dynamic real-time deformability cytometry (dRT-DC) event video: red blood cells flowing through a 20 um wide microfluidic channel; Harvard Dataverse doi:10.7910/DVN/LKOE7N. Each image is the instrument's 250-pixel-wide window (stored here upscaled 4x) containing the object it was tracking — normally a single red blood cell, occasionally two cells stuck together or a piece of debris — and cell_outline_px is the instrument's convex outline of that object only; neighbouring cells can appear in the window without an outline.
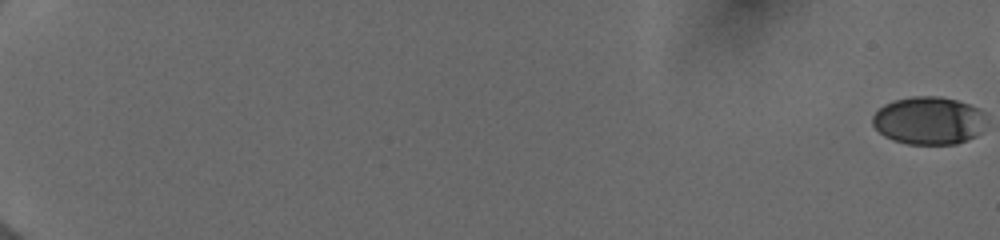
{"species": "human", "species_latin": "Homo sapiens", "temperature_condition": "cold", "stored_images_in_passage": 53, "camera_frame_rate_fps": 3000, "um_per_image_px": 0.085, "donor": {"sex": "female"}, "frame": {"image": 1, "passage_image": 1, "time_ms": 0.0, "image_size_px": [1000, 240], "cell_outline_px": [[976, 108], [972, 136], [956, 144], [908, 144], [892, 140], [884, 136], [872, 124], [872, 116], [884, 104], [896, 100], [912, 96], [940, 96], [956, 100], [968, 104]], "centroid_in_image_um": [78.68, 10.24], "position_along_channel_um": 6.3, "area_um2": 29.88}}
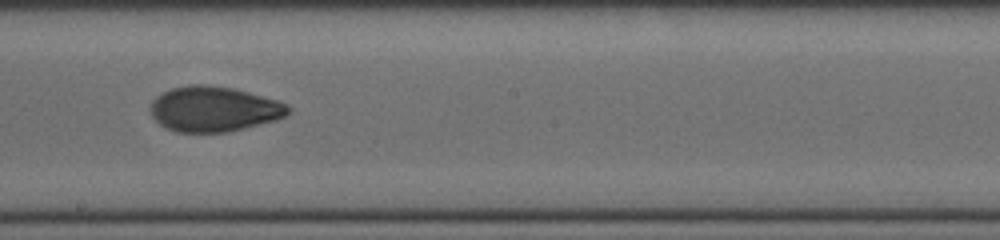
{"frame": {"image": 2, "passage_image": 36, "time_ms": 11.667, "image_size_px": [1000, 240], "cell_outline_px": [[292, 112], [276, 120], [228, 132], [176, 132], [164, 128], [152, 116], [152, 100], [156, 96], [172, 88], [188, 84], [200, 84], [236, 88], [276, 100], [288, 104], [292, 108]], "centroid_in_image_um": [18.21, 9.26], "position_along_channel_um": 230.0, "area_um2": 36.41}}
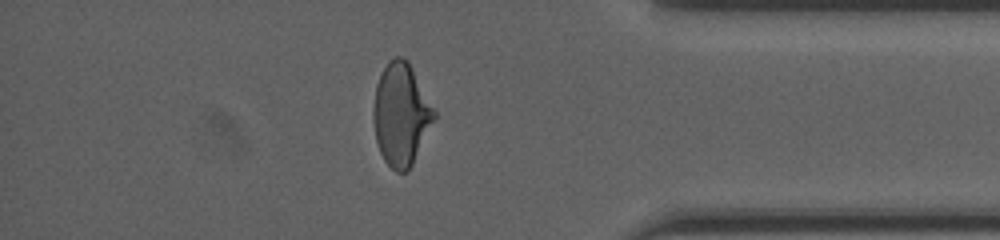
{"frame": {"image": 3, "passage_image": 50, "time_ms": 16.333, "image_size_px": [1000, 240], "cell_outline_px": [[436, 116], [412, 164], [404, 172], [396, 172], [384, 160], [380, 152], [376, 140], [372, 120], [372, 108], [376, 84], [388, 60], [396, 56], [400, 56], [408, 60], [436, 112]], "centroid_in_image_um": [34.06, 9.7], "position_along_channel_um": 401.1, "area_um2": 36.07}}